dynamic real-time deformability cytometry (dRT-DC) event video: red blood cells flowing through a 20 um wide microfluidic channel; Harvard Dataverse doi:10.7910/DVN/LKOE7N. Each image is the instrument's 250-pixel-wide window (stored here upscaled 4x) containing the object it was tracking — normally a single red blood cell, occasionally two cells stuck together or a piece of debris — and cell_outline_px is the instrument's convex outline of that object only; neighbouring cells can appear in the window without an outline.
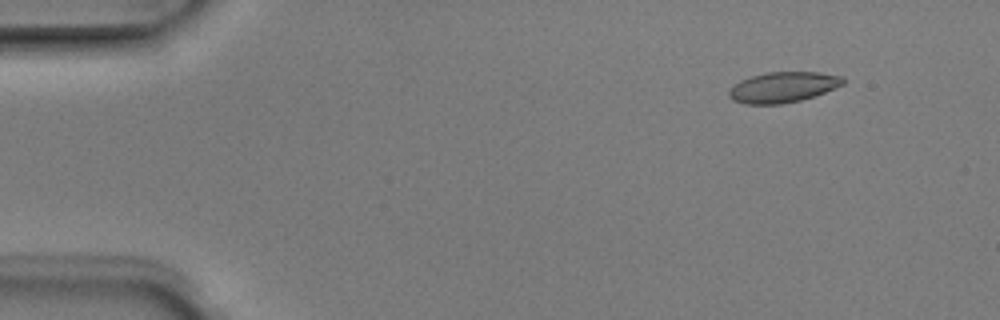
{"species": "Egyptian fruit bat (a non-hibernating species)", "species_latin": "Rousettus aegyptiacus", "temperature_condition": "room temperature", "stored_images_in_passage": 5, "camera_frame_rate_fps": 3000, "um_per_image_px": 0.085, "animal": {"sex": "male"}, "frame": {"image": 1, "passage_image": 2, "time_ms": 0.333, "image_size_px": [1000, 320], "cell_outline_px": [[844, 84], [824, 92], [800, 100], [780, 104], [744, 104], [732, 100], [728, 96], [728, 88], [740, 80], [752, 76], [768, 72], [820, 72], [844, 76]], "centroid_in_image_um": [66.52, 7.4], "position_along_channel_um": 18.5, "area_um2": 20.35}}
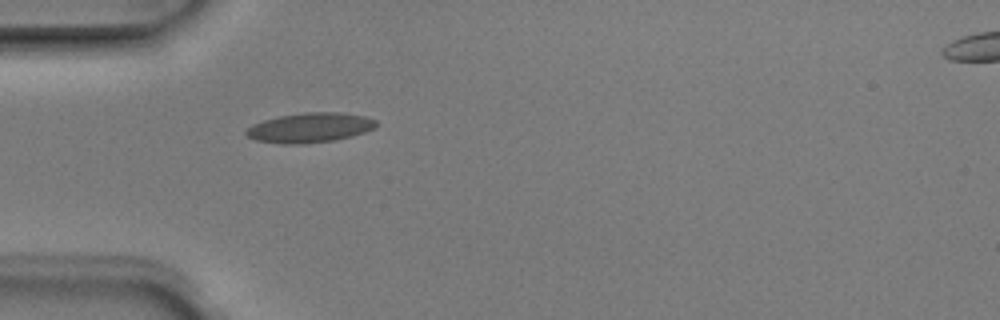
{"frame": {"image": 2, "passage_image": 5, "time_ms": 1.333, "image_size_px": [1000, 320], "cell_outline_px": [[376, 128], [352, 136], [332, 140], [300, 144], [284, 144], [256, 140], [248, 136], [244, 132], [252, 124], [264, 120], [280, 116], [304, 112], [340, 112], [364, 116], [376, 120]], "centroid_in_image_um": [26.34, 10.84], "position_along_channel_um": 58.7, "area_um2": 22.37}}